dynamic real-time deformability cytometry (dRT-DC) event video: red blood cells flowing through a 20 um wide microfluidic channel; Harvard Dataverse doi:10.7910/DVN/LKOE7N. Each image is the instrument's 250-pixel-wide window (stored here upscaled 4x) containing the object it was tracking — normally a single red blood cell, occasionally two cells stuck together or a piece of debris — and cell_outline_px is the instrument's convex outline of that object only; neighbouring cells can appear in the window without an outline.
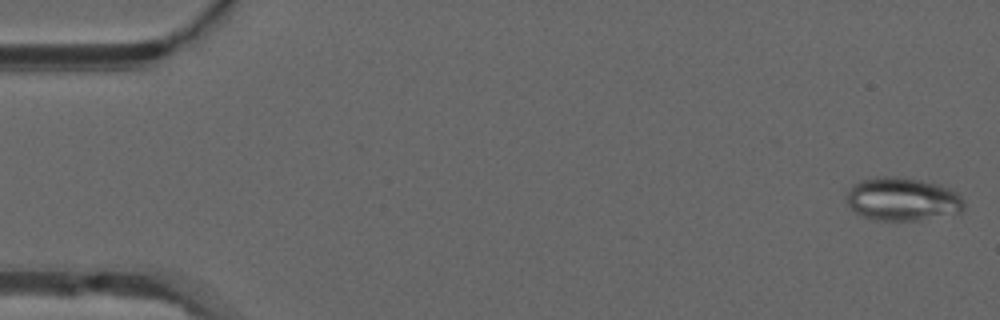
{"species": "common noctule bat (a hibernating species)", "species_latin": "Nyctalus noctula", "temperature_condition": "warm", "stored_images_in_passage": 41, "camera_frame_rate_fps": 3000, "um_per_image_px": 0.085, "animal": {"sex": "male", "forearm_length_mm": 52.5}, "frame": {"image": 1, "passage_image": 1, "time_ms": 0.0, "image_size_px": [1000, 320], "cell_outline_px": [[964, 208], [960, 212], [916, 220], [876, 220], [864, 216], [856, 212], [848, 204], [844, 196], [852, 184], [860, 180], [876, 176], [896, 176], [920, 180], [940, 184], [952, 188], [964, 200]], "centroid_in_image_um": [76.68, 16.9], "position_along_channel_um": 8.3, "area_um2": 29.77}}
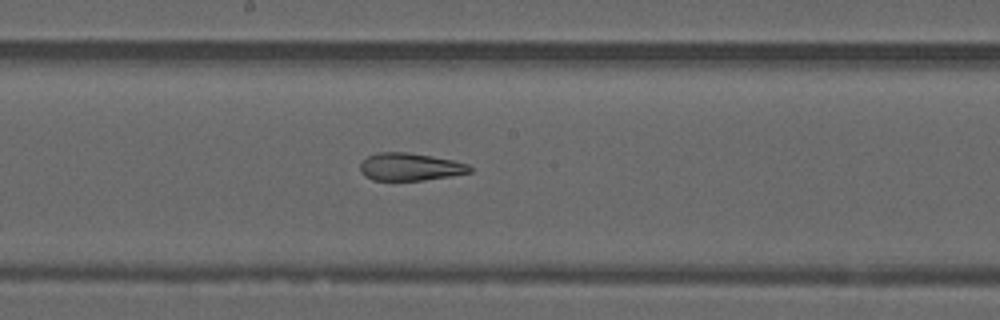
{"frame": {"image": 2, "passage_image": 27, "time_ms": 8.667, "image_size_px": [1000, 320], "cell_outline_px": [[472, 172], [452, 176], [424, 180], [372, 180], [364, 176], [360, 172], [360, 164], [368, 156], [376, 152], [408, 152], [432, 156], [452, 160], [468, 164], [472, 168]], "centroid_in_image_um": [34.85, 14.18], "position_along_channel_um": 213.4, "area_um2": 17.74}}
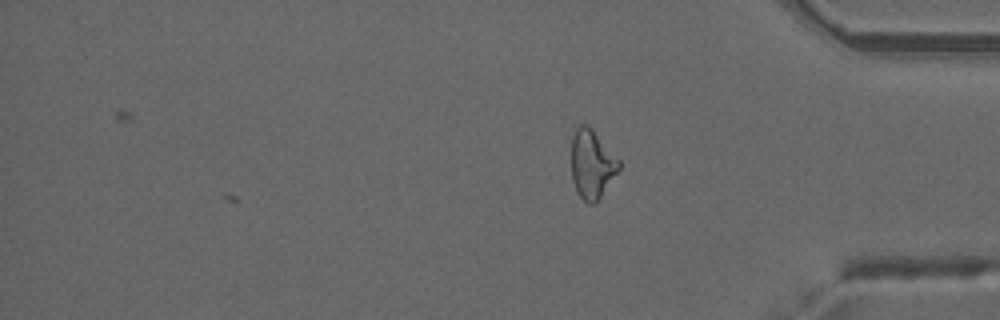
{"frame": {"image": 3, "passage_image": 41, "time_ms": 13.333, "image_size_px": [1000, 320], "cell_outline_px": [[620, 168], [600, 196], [592, 204], [588, 204], [580, 196], [572, 180], [572, 136], [576, 128], [580, 124], [588, 124], [592, 128], [620, 160]], "centroid_in_image_um": [50.31, 13.9], "position_along_channel_um": 384.9, "area_um2": 18.79}, "authors_computed_cell_mechanics": {"area_um2": 20.1722, "velocity_mm_per_s": 4.0009, "shape_relaxation_time_tau1_ms": null, "shape_relaxation_time_tau2_ms": 2.3211, "deformation_change_tau1": null, "deformation_change_tau2": 0.1096}}